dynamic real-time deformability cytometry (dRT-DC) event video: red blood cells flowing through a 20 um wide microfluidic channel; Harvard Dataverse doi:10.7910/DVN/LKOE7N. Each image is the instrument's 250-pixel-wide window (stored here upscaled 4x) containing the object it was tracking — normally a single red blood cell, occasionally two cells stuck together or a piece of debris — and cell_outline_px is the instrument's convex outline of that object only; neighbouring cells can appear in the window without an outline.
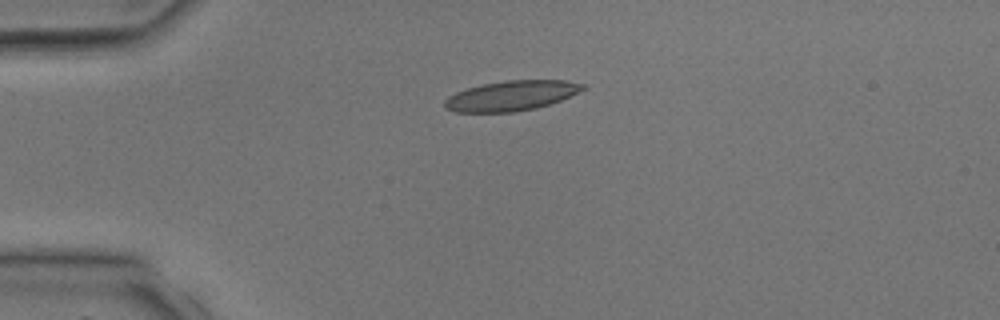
{"species": "common noctule bat (a hibernating species)", "species_latin": "Nyctalus noctula", "temperature_condition": "room temperature", "stored_images_in_passage": 2, "camera_frame_rate_fps": 3000, "um_per_image_px": 0.085, "animal": {"sex": "male", "body_mass_g": 17.9, "forearm_length_mm": 54.2}, "frame": {"image": 1, "passage_image": 2, "time_ms": 2.0, "image_size_px": [1000, 320], "cell_outline_px": [[588, 88], [560, 100], [536, 108], [512, 112], [456, 112], [448, 108], [444, 104], [444, 100], [448, 96], [456, 92], [480, 84], [508, 80], [564, 80], [588, 84]], "centroid_in_image_um": [43.5, 8.12], "position_along_channel_um": 41.5, "area_um2": 24.16}}